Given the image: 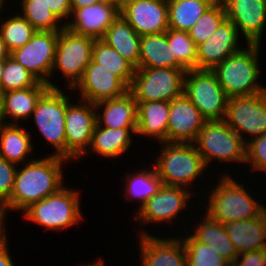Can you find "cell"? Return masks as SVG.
Masks as SVG:
<instances>
[{"mask_svg":"<svg viewBox=\"0 0 266 266\" xmlns=\"http://www.w3.org/2000/svg\"><path fill=\"white\" fill-rule=\"evenodd\" d=\"M23 168H17L14 187L6 202L11 210L23 212L31 204L57 193L63 186V165L68 160L47 155L28 159ZM13 210V211H12Z\"/></svg>","mask_w":266,"mask_h":266,"instance_id":"obj_1","label":"cell"},{"mask_svg":"<svg viewBox=\"0 0 266 266\" xmlns=\"http://www.w3.org/2000/svg\"><path fill=\"white\" fill-rule=\"evenodd\" d=\"M231 174H220L217 184L208 191L205 211L213 220L222 224L238 220L253 219L260 216L266 207L251 196V192L243 184H239ZM235 179V180H234ZM246 188V189H245ZM257 201V202H256Z\"/></svg>","mask_w":266,"mask_h":266,"instance_id":"obj_2","label":"cell"},{"mask_svg":"<svg viewBox=\"0 0 266 266\" xmlns=\"http://www.w3.org/2000/svg\"><path fill=\"white\" fill-rule=\"evenodd\" d=\"M239 52L232 54L212 71L218 83L229 98L248 96L266 91L258 84L260 77L259 52L261 44H246Z\"/></svg>","mask_w":266,"mask_h":266,"instance_id":"obj_3","label":"cell"},{"mask_svg":"<svg viewBox=\"0 0 266 266\" xmlns=\"http://www.w3.org/2000/svg\"><path fill=\"white\" fill-rule=\"evenodd\" d=\"M163 149L155 159V170L163 185L190 189L203 176L206 165L193 143H160ZM191 185V186H190Z\"/></svg>","mask_w":266,"mask_h":266,"instance_id":"obj_4","label":"cell"},{"mask_svg":"<svg viewBox=\"0 0 266 266\" xmlns=\"http://www.w3.org/2000/svg\"><path fill=\"white\" fill-rule=\"evenodd\" d=\"M79 194L78 190L62 187L57 193L26 208L22 212L24 219L50 231H61L77 225L83 219Z\"/></svg>","mask_w":266,"mask_h":266,"instance_id":"obj_5","label":"cell"},{"mask_svg":"<svg viewBox=\"0 0 266 266\" xmlns=\"http://www.w3.org/2000/svg\"><path fill=\"white\" fill-rule=\"evenodd\" d=\"M193 144L207 167L214 160L245 164L246 143L224 120L206 121Z\"/></svg>","mask_w":266,"mask_h":266,"instance_id":"obj_6","label":"cell"},{"mask_svg":"<svg viewBox=\"0 0 266 266\" xmlns=\"http://www.w3.org/2000/svg\"><path fill=\"white\" fill-rule=\"evenodd\" d=\"M61 88H49L38 100L31 117L43 139L55 150L52 156L66 159L65 116L70 96Z\"/></svg>","mask_w":266,"mask_h":266,"instance_id":"obj_7","label":"cell"},{"mask_svg":"<svg viewBox=\"0 0 266 266\" xmlns=\"http://www.w3.org/2000/svg\"><path fill=\"white\" fill-rule=\"evenodd\" d=\"M187 69H136L129 92L136 102L172 101L184 94V76Z\"/></svg>","mask_w":266,"mask_h":266,"instance_id":"obj_8","label":"cell"},{"mask_svg":"<svg viewBox=\"0 0 266 266\" xmlns=\"http://www.w3.org/2000/svg\"><path fill=\"white\" fill-rule=\"evenodd\" d=\"M184 94L207 121L224 120L229 97L209 69L187 70Z\"/></svg>","mask_w":266,"mask_h":266,"instance_id":"obj_9","label":"cell"},{"mask_svg":"<svg viewBox=\"0 0 266 266\" xmlns=\"http://www.w3.org/2000/svg\"><path fill=\"white\" fill-rule=\"evenodd\" d=\"M94 42V38L75 34L66 27L59 31L51 77L54 70H59L72 90L92 60Z\"/></svg>","mask_w":266,"mask_h":266,"instance_id":"obj_10","label":"cell"},{"mask_svg":"<svg viewBox=\"0 0 266 266\" xmlns=\"http://www.w3.org/2000/svg\"><path fill=\"white\" fill-rule=\"evenodd\" d=\"M224 121L245 143L265 134L266 91L229 98ZM243 134L250 137L246 139L247 136Z\"/></svg>","mask_w":266,"mask_h":266,"instance_id":"obj_11","label":"cell"},{"mask_svg":"<svg viewBox=\"0 0 266 266\" xmlns=\"http://www.w3.org/2000/svg\"><path fill=\"white\" fill-rule=\"evenodd\" d=\"M58 32L36 31L23 47L10 53L18 63L50 88H60L50 81ZM50 77V78H49Z\"/></svg>","mask_w":266,"mask_h":266,"instance_id":"obj_12","label":"cell"},{"mask_svg":"<svg viewBox=\"0 0 266 266\" xmlns=\"http://www.w3.org/2000/svg\"><path fill=\"white\" fill-rule=\"evenodd\" d=\"M78 102L68 103L65 116L66 160L69 162L88 150L97 124L94 103L82 99Z\"/></svg>","mask_w":266,"mask_h":266,"instance_id":"obj_13","label":"cell"},{"mask_svg":"<svg viewBox=\"0 0 266 266\" xmlns=\"http://www.w3.org/2000/svg\"><path fill=\"white\" fill-rule=\"evenodd\" d=\"M193 194L192 190L190 192L184 187L162 185L158 192L135 212V218L140 224L171 223L186 206L188 207Z\"/></svg>","mask_w":266,"mask_h":266,"instance_id":"obj_14","label":"cell"},{"mask_svg":"<svg viewBox=\"0 0 266 266\" xmlns=\"http://www.w3.org/2000/svg\"><path fill=\"white\" fill-rule=\"evenodd\" d=\"M226 17L245 38V44H261L266 25V0H221ZM241 33H240V32Z\"/></svg>","mask_w":266,"mask_h":266,"instance_id":"obj_15","label":"cell"},{"mask_svg":"<svg viewBox=\"0 0 266 266\" xmlns=\"http://www.w3.org/2000/svg\"><path fill=\"white\" fill-rule=\"evenodd\" d=\"M120 15L140 36L168 30V1L123 0Z\"/></svg>","mask_w":266,"mask_h":266,"instance_id":"obj_16","label":"cell"},{"mask_svg":"<svg viewBox=\"0 0 266 266\" xmlns=\"http://www.w3.org/2000/svg\"><path fill=\"white\" fill-rule=\"evenodd\" d=\"M239 36L236 26L226 18L208 39L197 45L196 69L212 70L239 52L243 48Z\"/></svg>","mask_w":266,"mask_h":266,"instance_id":"obj_17","label":"cell"},{"mask_svg":"<svg viewBox=\"0 0 266 266\" xmlns=\"http://www.w3.org/2000/svg\"><path fill=\"white\" fill-rule=\"evenodd\" d=\"M79 91V99L96 103L98 101L123 96L129 87L118 77L111 74L102 65L93 60L85 68L82 79L72 89Z\"/></svg>","mask_w":266,"mask_h":266,"instance_id":"obj_18","label":"cell"},{"mask_svg":"<svg viewBox=\"0 0 266 266\" xmlns=\"http://www.w3.org/2000/svg\"><path fill=\"white\" fill-rule=\"evenodd\" d=\"M140 266H186V251L181 237H156L140 230Z\"/></svg>","mask_w":266,"mask_h":266,"instance_id":"obj_19","label":"cell"},{"mask_svg":"<svg viewBox=\"0 0 266 266\" xmlns=\"http://www.w3.org/2000/svg\"><path fill=\"white\" fill-rule=\"evenodd\" d=\"M120 16V5L100 1L80 9H72L71 20L65 27L78 35L101 39Z\"/></svg>","mask_w":266,"mask_h":266,"instance_id":"obj_20","label":"cell"},{"mask_svg":"<svg viewBox=\"0 0 266 266\" xmlns=\"http://www.w3.org/2000/svg\"><path fill=\"white\" fill-rule=\"evenodd\" d=\"M207 120L183 94L170 101L167 127L168 143H193Z\"/></svg>","mask_w":266,"mask_h":266,"instance_id":"obj_21","label":"cell"},{"mask_svg":"<svg viewBox=\"0 0 266 266\" xmlns=\"http://www.w3.org/2000/svg\"><path fill=\"white\" fill-rule=\"evenodd\" d=\"M49 88L48 84L39 82L33 87L2 93L0 123L21 124L20 120H29L38 100Z\"/></svg>","mask_w":266,"mask_h":266,"instance_id":"obj_22","label":"cell"},{"mask_svg":"<svg viewBox=\"0 0 266 266\" xmlns=\"http://www.w3.org/2000/svg\"><path fill=\"white\" fill-rule=\"evenodd\" d=\"M94 106L98 127L137 128V102L129 91L118 98L98 101Z\"/></svg>","mask_w":266,"mask_h":266,"instance_id":"obj_23","label":"cell"},{"mask_svg":"<svg viewBox=\"0 0 266 266\" xmlns=\"http://www.w3.org/2000/svg\"><path fill=\"white\" fill-rule=\"evenodd\" d=\"M225 229L238 254L266 249V210L253 219L227 223Z\"/></svg>","mask_w":266,"mask_h":266,"instance_id":"obj_24","label":"cell"},{"mask_svg":"<svg viewBox=\"0 0 266 266\" xmlns=\"http://www.w3.org/2000/svg\"><path fill=\"white\" fill-rule=\"evenodd\" d=\"M170 101L137 102L136 134L167 142Z\"/></svg>","mask_w":266,"mask_h":266,"instance_id":"obj_25","label":"cell"},{"mask_svg":"<svg viewBox=\"0 0 266 266\" xmlns=\"http://www.w3.org/2000/svg\"><path fill=\"white\" fill-rule=\"evenodd\" d=\"M205 214V215H204ZM202 219L192 226L193 231L189 233L196 241L209 245L220 254L228 263L232 264L238 257L233 242L227 235L225 225L213 220L204 212Z\"/></svg>","mask_w":266,"mask_h":266,"instance_id":"obj_26","label":"cell"},{"mask_svg":"<svg viewBox=\"0 0 266 266\" xmlns=\"http://www.w3.org/2000/svg\"><path fill=\"white\" fill-rule=\"evenodd\" d=\"M136 130L137 128L112 129L96 125L91 138L90 148L81 157H85L90 154L89 152L93 151L104 158L115 159L126 153L130 146L133 145L131 136L132 134L136 135Z\"/></svg>","mask_w":266,"mask_h":266,"instance_id":"obj_27","label":"cell"},{"mask_svg":"<svg viewBox=\"0 0 266 266\" xmlns=\"http://www.w3.org/2000/svg\"><path fill=\"white\" fill-rule=\"evenodd\" d=\"M139 68L186 69L173 55L166 32L141 36Z\"/></svg>","mask_w":266,"mask_h":266,"instance_id":"obj_28","label":"cell"},{"mask_svg":"<svg viewBox=\"0 0 266 266\" xmlns=\"http://www.w3.org/2000/svg\"><path fill=\"white\" fill-rule=\"evenodd\" d=\"M101 40L139 69L141 36L121 15L111 24Z\"/></svg>","mask_w":266,"mask_h":266,"instance_id":"obj_29","label":"cell"},{"mask_svg":"<svg viewBox=\"0 0 266 266\" xmlns=\"http://www.w3.org/2000/svg\"><path fill=\"white\" fill-rule=\"evenodd\" d=\"M31 136L20 124L0 123V157L16 165L29 162L26 156L34 149Z\"/></svg>","mask_w":266,"mask_h":266,"instance_id":"obj_30","label":"cell"},{"mask_svg":"<svg viewBox=\"0 0 266 266\" xmlns=\"http://www.w3.org/2000/svg\"><path fill=\"white\" fill-rule=\"evenodd\" d=\"M215 2L216 0L168 1V28L188 32Z\"/></svg>","mask_w":266,"mask_h":266,"instance_id":"obj_31","label":"cell"},{"mask_svg":"<svg viewBox=\"0 0 266 266\" xmlns=\"http://www.w3.org/2000/svg\"><path fill=\"white\" fill-rule=\"evenodd\" d=\"M137 173H127L125 176L126 179L124 182L125 190L124 197L127 200H135L136 203L139 201V206L137 205V211L143 206V204L154 196L158 190L162 187L163 183L160 177L158 176L155 167L153 166L151 169L144 168L143 170H137ZM128 195V196H126ZM132 197V198H131Z\"/></svg>","mask_w":266,"mask_h":266,"instance_id":"obj_32","label":"cell"},{"mask_svg":"<svg viewBox=\"0 0 266 266\" xmlns=\"http://www.w3.org/2000/svg\"><path fill=\"white\" fill-rule=\"evenodd\" d=\"M92 60L102 65L103 68L120 78L130 87L136 68L101 39H95L92 49Z\"/></svg>","mask_w":266,"mask_h":266,"instance_id":"obj_33","label":"cell"},{"mask_svg":"<svg viewBox=\"0 0 266 266\" xmlns=\"http://www.w3.org/2000/svg\"><path fill=\"white\" fill-rule=\"evenodd\" d=\"M21 16H23L36 31L59 32L65 27V21L50 10L44 0H20Z\"/></svg>","mask_w":266,"mask_h":266,"instance_id":"obj_34","label":"cell"},{"mask_svg":"<svg viewBox=\"0 0 266 266\" xmlns=\"http://www.w3.org/2000/svg\"><path fill=\"white\" fill-rule=\"evenodd\" d=\"M10 16L7 19L5 18L4 21H0V36L11 53L30 41L36 30L17 11L13 16L12 14Z\"/></svg>","mask_w":266,"mask_h":266,"instance_id":"obj_35","label":"cell"},{"mask_svg":"<svg viewBox=\"0 0 266 266\" xmlns=\"http://www.w3.org/2000/svg\"><path fill=\"white\" fill-rule=\"evenodd\" d=\"M185 232L181 237L186 251V266H229L216 250L206 244L196 241L190 234Z\"/></svg>","mask_w":266,"mask_h":266,"instance_id":"obj_36","label":"cell"},{"mask_svg":"<svg viewBox=\"0 0 266 266\" xmlns=\"http://www.w3.org/2000/svg\"><path fill=\"white\" fill-rule=\"evenodd\" d=\"M226 18L223 2L216 1L188 31L190 38L196 45L203 43Z\"/></svg>","mask_w":266,"mask_h":266,"instance_id":"obj_37","label":"cell"},{"mask_svg":"<svg viewBox=\"0 0 266 266\" xmlns=\"http://www.w3.org/2000/svg\"><path fill=\"white\" fill-rule=\"evenodd\" d=\"M40 81L12 56L4 60L0 82L1 93L36 86Z\"/></svg>","mask_w":266,"mask_h":266,"instance_id":"obj_38","label":"cell"},{"mask_svg":"<svg viewBox=\"0 0 266 266\" xmlns=\"http://www.w3.org/2000/svg\"><path fill=\"white\" fill-rule=\"evenodd\" d=\"M167 41L172 48L173 55L187 69H196L197 45L190 38L187 31H177L168 28Z\"/></svg>","mask_w":266,"mask_h":266,"instance_id":"obj_39","label":"cell"},{"mask_svg":"<svg viewBox=\"0 0 266 266\" xmlns=\"http://www.w3.org/2000/svg\"><path fill=\"white\" fill-rule=\"evenodd\" d=\"M248 163L253 172H266V133L246 143L245 164Z\"/></svg>","mask_w":266,"mask_h":266,"instance_id":"obj_40","label":"cell"},{"mask_svg":"<svg viewBox=\"0 0 266 266\" xmlns=\"http://www.w3.org/2000/svg\"><path fill=\"white\" fill-rule=\"evenodd\" d=\"M17 166L0 157V201L7 202L12 194Z\"/></svg>","mask_w":266,"mask_h":266,"instance_id":"obj_41","label":"cell"},{"mask_svg":"<svg viewBox=\"0 0 266 266\" xmlns=\"http://www.w3.org/2000/svg\"><path fill=\"white\" fill-rule=\"evenodd\" d=\"M233 264L235 266H266V249L240 253Z\"/></svg>","mask_w":266,"mask_h":266,"instance_id":"obj_42","label":"cell"},{"mask_svg":"<svg viewBox=\"0 0 266 266\" xmlns=\"http://www.w3.org/2000/svg\"><path fill=\"white\" fill-rule=\"evenodd\" d=\"M50 10L60 19L65 20V24L69 21L72 14L70 0H44Z\"/></svg>","mask_w":266,"mask_h":266,"instance_id":"obj_43","label":"cell"},{"mask_svg":"<svg viewBox=\"0 0 266 266\" xmlns=\"http://www.w3.org/2000/svg\"><path fill=\"white\" fill-rule=\"evenodd\" d=\"M7 211H10L8 204L6 202L0 201V245L8 243L6 237L7 232L5 231L6 214H8Z\"/></svg>","mask_w":266,"mask_h":266,"instance_id":"obj_44","label":"cell"},{"mask_svg":"<svg viewBox=\"0 0 266 266\" xmlns=\"http://www.w3.org/2000/svg\"><path fill=\"white\" fill-rule=\"evenodd\" d=\"M8 250L7 243L0 245V266H15Z\"/></svg>","mask_w":266,"mask_h":266,"instance_id":"obj_45","label":"cell"},{"mask_svg":"<svg viewBox=\"0 0 266 266\" xmlns=\"http://www.w3.org/2000/svg\"><path fill=\"white\" fill-rule=\"evenodd\" d=\"M102 0H70L71 9H80L86 6L93 5Z\"/></svg>","mask_w":266,"mask_h":266,"instance_id":"obj_46","label":"cell"},{"mask_svg":"<svg viewBox=\"0 0 266 266\" xmlns=\"http://www.w3.org/2000/svg\"><path fill=\"white\" fill-rule=\"evenodd\" d=\"M9 56H10V52L8 51L6 44L1 39V36H0V60H5Z\"/></svg>","mask_w":266,"mask_h":266,"instance_id":"obj_47","label":"cell"},{"mask_svg":"<svg viewBox=\"0 0 266 266\" xmlns=\"http://www.w3.org/2000/svg\"><path fill=\"white\" fill-rule=\"evenodd\" d=\"M104 259L102 260L101 258L98 260V261H93V262H91V264L88 262V264H85V265H79V266H105L104 265Z\"/></svg>","mask_w":266,"mask_h":266,"instance_id":"obj_48","label":"cell"},{"mask_svg":"<svg viewBox=\"0 0 266 266\" xmlns=\"http://www.w3.org/2000/svg\"><path fill=\"white\" fill-rule=\"evenodd\" d=\"M102 1L111 2V3H114V4L120 5V6H121V4L123 2V0H102Z\"/></svg>","mask_w":266,"mask_h":266,"instance_id":"obj_49","label":"cell"},{"mask_svg":"<svg viewBox=\"0 0 266 266\" xmlns=\"http://www.w3.org/2000/svg\"><path fill=\"white\" fill-rule=\"evenodd\" d=\"M3 69H4V60H0V82L3 74Z\"/></svg>","mask_w":266,"mask_h":266,"instance_id":"obj_50","label":"cell"},{"mask_svg":"<svg viewBox=\"0 0 266 266\" xmlns=\"http://www.w3.org/2000/svg\"><path fill=\"white\" fill-rule=\"evenodd\" d=\"M5 5H6V4H0V11H1L0 13H3V12H2L3 10L5 11V9H4V8H5ZM3 7H4V8H3Z\"/></svg>","mask_w":266,"mask_h":266,"instance_id":"obj_51","label":"cell"},{"mask_svg":"<svg viewBox=\"0 0 266 266\" xmlns=\"http://www.w3.org/2000/svg\"><path fill=\"white\" fill-rule=\"evenodd\" d=\"M1 101H2V93L0 91V112H1Z\"/></svg>","mask_w":266,"mask_h":266,"instance_id":"obj_52","label":"cell"},{"mask_svg":"<svg viewBox=\"0 0 266 266\" xmlns=\"http://www.w3.org/2000/svg\"><path fill=\"white\" fill-rule=\"evenodd\" d=\"M142 1H167V0H142Z\"/></svg>","mask_w":266,"mask_h":266,"instance_id":"obj_53","label":"cell"},{"mask_svg":"<svg viewBox=\"0 0 266 266\" xmlns=\"http://www.w3.org/2000/svg\"><path fill=\"white\" fill-rule=\"evenodd\" d=\"M7 0H0V4H5Z\"/></svg>","mask_w":266,"mask_h":266,"instance_id":"obj_54","label":"cell"}]
</instances>
